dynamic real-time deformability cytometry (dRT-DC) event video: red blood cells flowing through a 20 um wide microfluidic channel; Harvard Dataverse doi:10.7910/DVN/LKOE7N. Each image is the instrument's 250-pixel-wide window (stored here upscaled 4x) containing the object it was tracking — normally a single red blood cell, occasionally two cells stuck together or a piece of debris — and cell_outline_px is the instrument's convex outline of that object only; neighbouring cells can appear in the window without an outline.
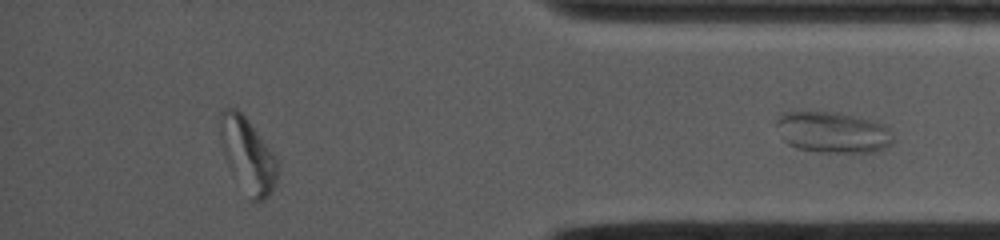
{"species": "common noctule bat (a hibernating species)", "species_latin": "Nyctalus noctula", "temperature_condition": "cold", "stored_images_in_passage": 54, "segment_of_instrument_passage": [2, 2], "camera_frame_rate_fps": 4500, "um_per_image_px": 0.085, "animal": {"sex": "female", "body_mass_g": 19.0, "forearm_length_mm": 53.3}, "frame": {"image": 1, "passage_image": 54, "time_ms": 11.778, "image_size_px": [1000, 240], "cell_outline_px": [[892, 144], [876, 152], [820, 152], [800, 148], [788, 144], [784, 140], [776, 124], [776, 120], [784, 112], [832, 112], [872, 120], [884, 124], [892, 132]], "centroid_in_image_um": [70.82, 11.25], "position_along_channel_um": 364.4, "area_um2": 27.63}}